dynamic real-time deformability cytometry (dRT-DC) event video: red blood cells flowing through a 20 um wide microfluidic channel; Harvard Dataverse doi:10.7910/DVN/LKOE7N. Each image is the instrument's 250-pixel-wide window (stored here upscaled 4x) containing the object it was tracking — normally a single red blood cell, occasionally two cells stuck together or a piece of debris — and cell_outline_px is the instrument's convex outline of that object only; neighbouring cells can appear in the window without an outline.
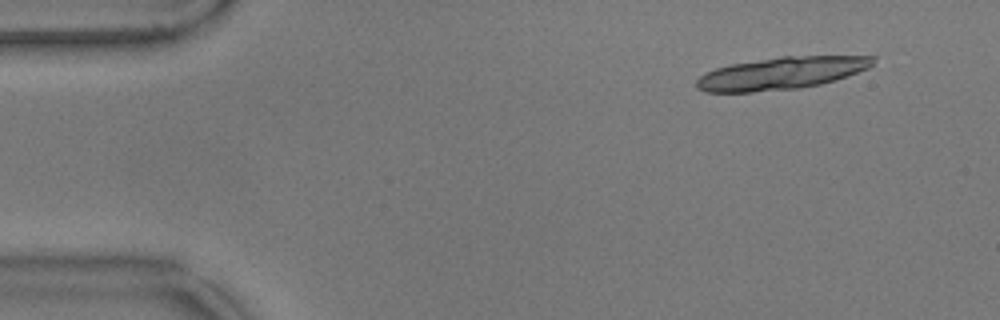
{"species": "common noctule bat (a hibernating species)", "species_latin": "Nyctalus noctula", "temperature_condition": "warm", "stored_images_in_passage": 18, "camera_frame_rate_fps": 3000, "um_per_image_px": 0.085, "animal": {"sex": "male", "body_mass_g": 17.9}, "frame": {"image": 1, "passage_image": 5, "time_ms": 1.333, "image_size_px": [1000, 320], "cell_outline_px": [[876, 60], [868, 68], [820, 84], [800, 88], [752, 92], [704, 92], [696, 88], [696, 80], [704, 72], [716, 68], [732, 64], [780, 56], [876, 56]], "centroid_in_image_um": [66.36, 6.22], "position_along_channel_um": 18.6, "area_um2": 33.06}}